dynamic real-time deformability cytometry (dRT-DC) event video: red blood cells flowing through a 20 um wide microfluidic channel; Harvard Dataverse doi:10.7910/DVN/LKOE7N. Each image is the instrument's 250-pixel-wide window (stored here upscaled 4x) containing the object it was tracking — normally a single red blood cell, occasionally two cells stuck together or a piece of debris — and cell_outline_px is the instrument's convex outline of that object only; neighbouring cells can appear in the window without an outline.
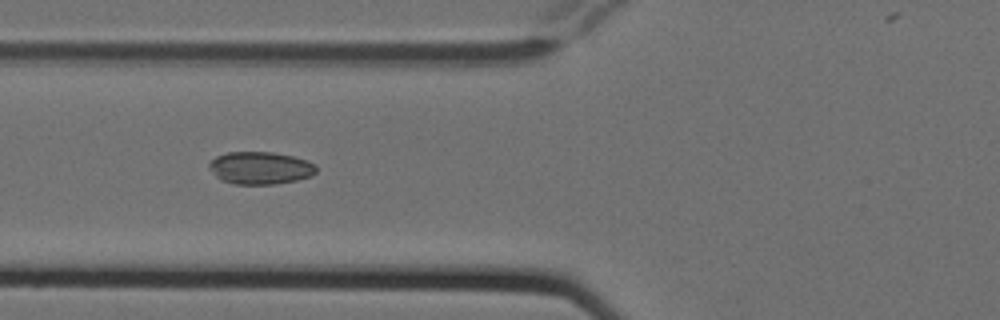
{"species": "Egyptian fruit bat (a non-hibernating species)", "species_latin": "Rousettus aegyptiacus", "temperature_condition": "cold", "stored_images_in_passage": 8, "camera_frame_rate_fps": 3000, "um_per_image_px": 0.085, "animal": {"sex": "female"}, "frame": {"image": 1, "passage_image": 5, "time_ms": 1.333, "image_size_px": [1000, 320], "cell_outline_px": [[316, 172], [312, 176], [296, 180], [276, 184], [232, 184], [220, 180], [208, 168], [208, 164], [216, 156], [228, 152], [272, 152], [292, 156], [308, 160], [316, 164]], "centroid_in_image_um": [22.12, 14.28], "position_along_channel_um": 103.7, "area_um2": 20.46}}
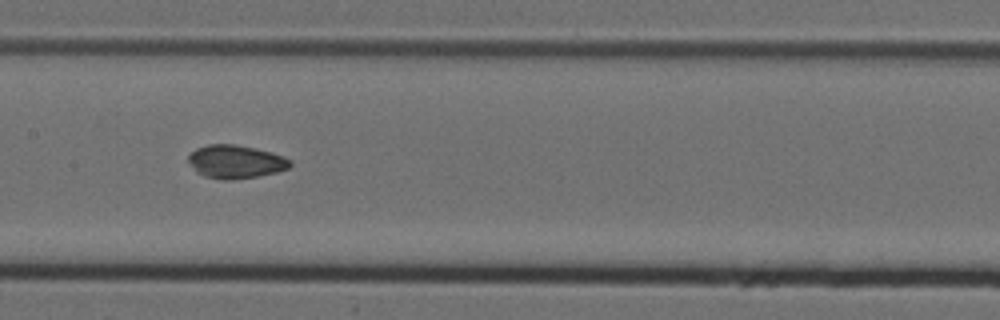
{"frame": {"image": 2, "passage_image": 7, "time_ms": 2.0, "image_size_px": [1000, 320], "cell_outline_px": [[292, 164], [288, 168], [276, 172], [256, 176], [232, 180], [224, 180], [204, 176], [196, 172], [188, 160], [188, 156], [196, 148], [208, 144], [236, 144], [272, 152], [292, 160]], "centroid_in_image_um": [20.02, 13.74], "position_along_channel_um": 187.4, "area_um2": 19.71}}
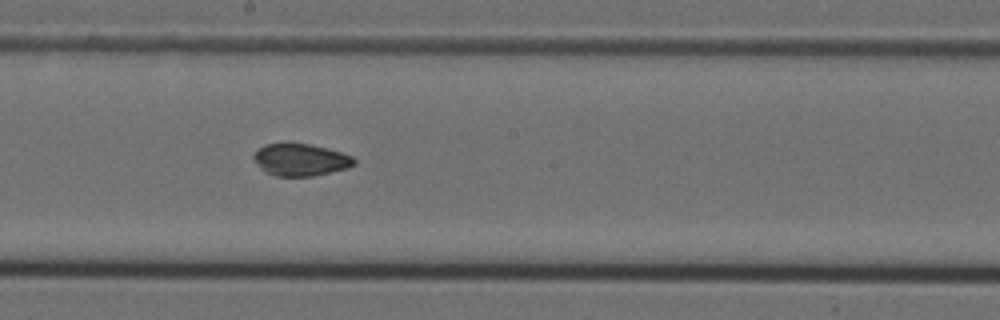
{"frame": {"image": 3, "passage_image": 8, "time_ms": 2.333, "image_size_px": [1000, 320], "cell_outline_px": [[356, 164], [348, 168], [312, 176], [276, 176], [264, 172], [260, 168], [252, 156], [264, 144], [308, 144], [340, 152], [352, 156], [356, 160]], "centroid_in_image_um": [25.55, 13.6], "position_along_channel_um": 222.7, "area_um2": 18.55}}